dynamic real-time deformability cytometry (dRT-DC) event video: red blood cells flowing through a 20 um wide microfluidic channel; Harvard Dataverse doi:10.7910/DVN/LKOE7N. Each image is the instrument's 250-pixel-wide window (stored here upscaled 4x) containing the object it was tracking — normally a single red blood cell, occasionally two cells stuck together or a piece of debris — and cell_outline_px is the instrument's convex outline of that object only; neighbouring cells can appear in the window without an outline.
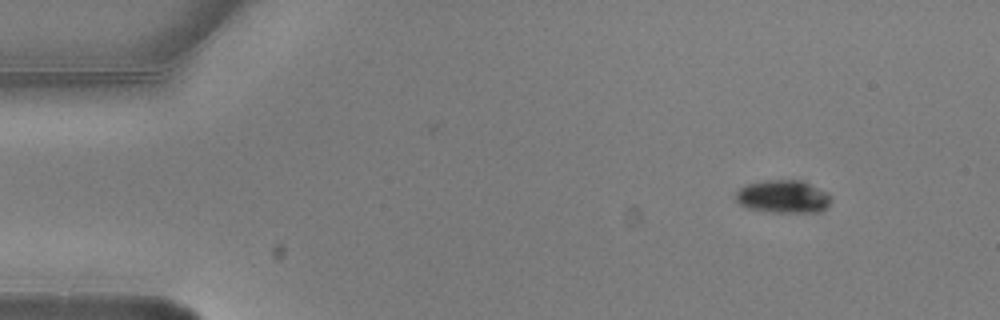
{"species": "common noctule bat (a hibernating species)", "species_latin": "Nyctalus noctula", "temperature_condition": "warm", "stored_images_in_passage": 3, "camera_frame_rate_fps": 3000, "um_per_image_px": 0.085, "animal": {"sex": "male", "body_mass_g": 20.5, "forearm_length_mm": 52.5}, "frame": {"image": 1, "passage_image": 3, "time_ms": 0.667, "image_size_px": [1000, 320], "cell_outline_px": [[832, 200], [828, 208], [820, 212], [772, 212], [744, 208], [736, 200], [736, 192], [744, 184], [764, 180], [804, 180], [828, 192], [832, 196]], "centroid_in_image_um": [66.6, 16.71], "position_along_channel_um": 18.4, "area_um2": 18.79}}